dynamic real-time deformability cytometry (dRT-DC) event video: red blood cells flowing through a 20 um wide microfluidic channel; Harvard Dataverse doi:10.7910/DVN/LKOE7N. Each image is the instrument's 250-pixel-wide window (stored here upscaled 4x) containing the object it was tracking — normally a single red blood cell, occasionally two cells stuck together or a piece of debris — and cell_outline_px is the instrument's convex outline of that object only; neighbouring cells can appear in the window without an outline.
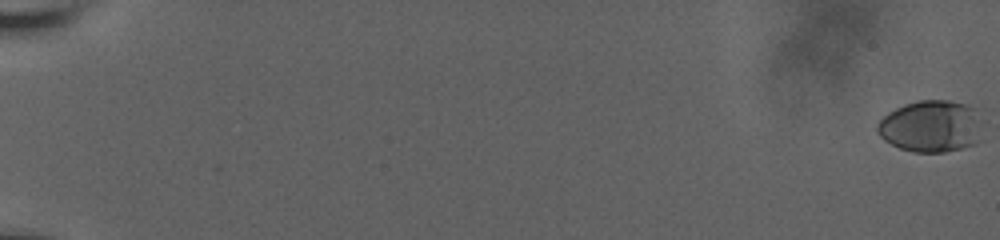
{"species": "human", "species_latin": "Homo sapiens", "temperature_condition": "room temperature", "stored_images_in_passage": 63, "camera_frame_rate_fps": 3000, "um_per_image_px": 0.085, "donor": {"sex": "male"}, "frame": {"image": 1, "passage_image": 1, "time_ms": 0.0, "image_size_px": [1000, 240], "cell_outline_px": [[976, 144], [944, 152], [916, 152], [900, 148], [884, 140], [876, 132], [876, 124], [888, 112], [904, 104], [920, 100], [948, 100], [968, 104], [972, 108], [976, 116]], "centroid_in_image_um": [79.02, 10.73], "position_along_channel_um": 6.0, "area_um2": 31.04}}
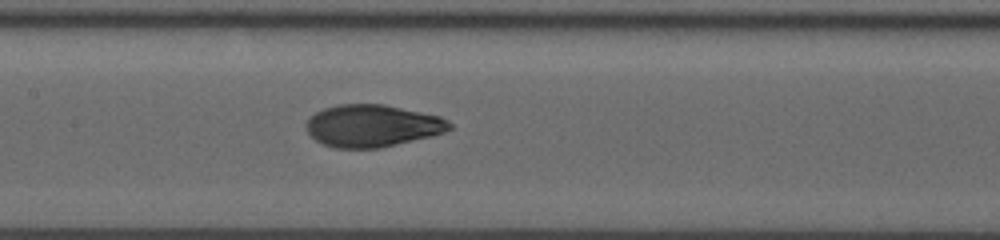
{"frame": {"image": 2, "passage_image": 35, "time_ms": 11.333, "image_size_px": [1000, 240], "cell_outline_px": [[452, 128], [444, 132], [432, 136], [380, 148], [336, 148], [324, 144], [316, 140], [304, 128], [304, 124], [308, 116], [324, 108], [336, 104], [384, 104], [440, 116], [448, 120], [452, 124]], "centroid_in_image_um": [31.62, 10.68], "position_along_channel_um": 175.8, "area_um2": 35.49}}
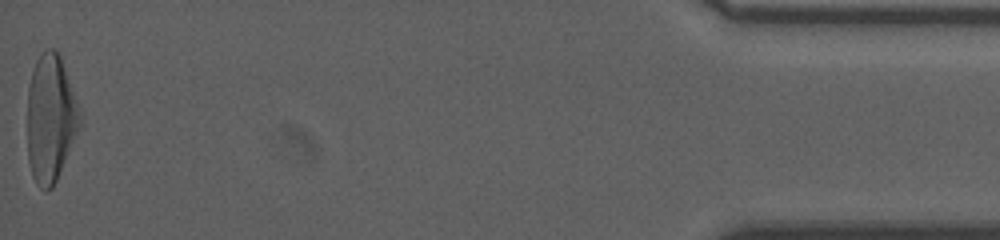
{"frame": {"image": 3, "passage_image": 63, "time_ms": 20.667, "image_size_px": [1000, 240], "cell_outline_px": [[80, 124], [56, 180], [52, 188], [40, 188], [36, 184], [32, 176], [28, 160], [28, 88], [32, 72], [36, 60], [44, 48], [52, 48], [60, 56], [80, 108]], "centroid_in_image_um": [4.28, 10.03], "position_along_channel_um": 430.9, "area_um2": 38.44}, "authors_computed_cell_mechanics": {"area_um2": 34.8534, "velocity_mm_per_s": 3.6471, "shape_relaxation_time_tau1_ms": 6.702, "shape_relaxation_time_tau2_ms": 1.1478, "deformation_change_tau1": 0.2449, "deformation_change_tau2": 0.0562}}